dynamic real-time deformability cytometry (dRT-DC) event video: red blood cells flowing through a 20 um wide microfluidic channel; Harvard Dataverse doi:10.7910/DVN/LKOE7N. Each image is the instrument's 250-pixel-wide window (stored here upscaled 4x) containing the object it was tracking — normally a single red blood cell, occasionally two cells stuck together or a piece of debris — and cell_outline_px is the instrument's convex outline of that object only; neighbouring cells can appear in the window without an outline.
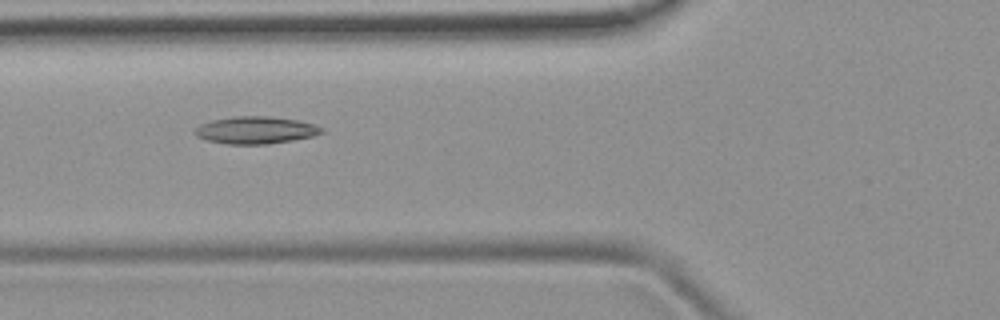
{"species": "common noctule bat (a hibernating species)", "species_latin": "Nyctalus noctula", "temperature_condition": "room temperature", "stored_images_in_passage": 31, "camera_frame_rate_fps": 3000, "um_per_image_px": 0.085, "animal": {"sex": "female", "body_mass_g": 19.9}, "frame": {"image": 1, "passage_image": 3, "time_ms": 0.667, "image_size_px": [1000, 320], "cell_outline_px": [[324, 132], [312, 136], [292, 140], [268, 144], [228, 144], [208, 140], [196, 136], [192, 132], [200, 124], [212, 120], [236, 116], [272, 116], [296, 120], [312, 124], [324, 128]], "centroid_in_image_um": [21.71, 11.06], "position_along_channel_um": 104.1, "area_um2": 20.06}}
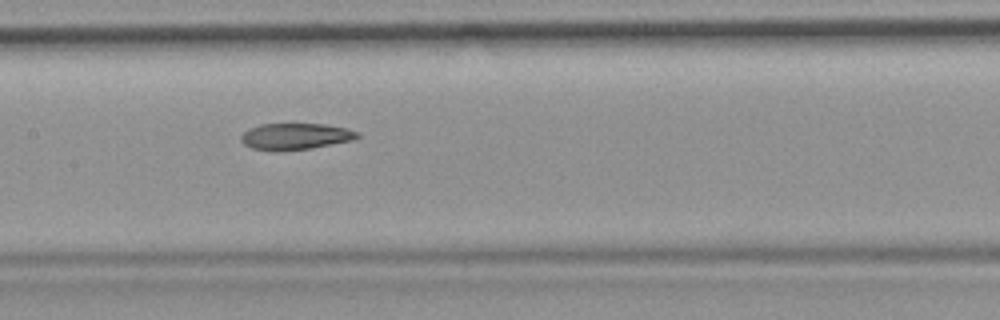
{"frame": {"image": 2, "passage_image": 9, "time_ms": 2.667, "image_size_px": [1000, 320], "cell_outline_px": [[360, 136], [352, 140], [312, 148], [276, 152], [252, 148], [244, 144], [240, 140], [240, 136], [248, 128], [260, 124], [324, 124], [348, 128], [356, 132]], "centroid_in_image_um": [25.06, 11.6], "position_along_channel_um": 182.3, "area_um2": 18.03}}
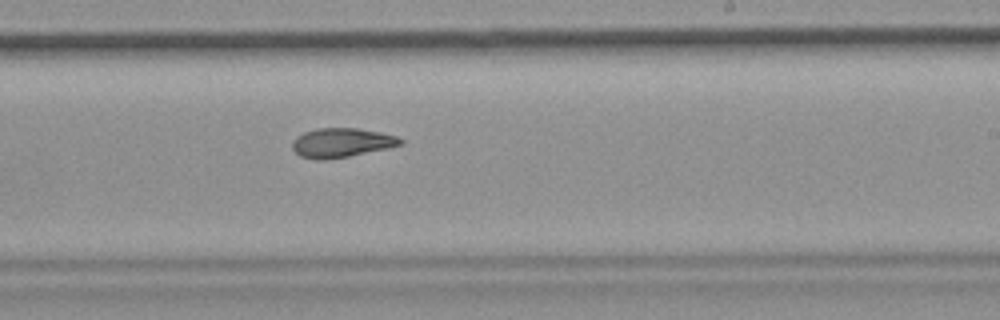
{"frame": {"image": 3, "passage_image": 15, "time_ms": 4.667, "image_size_px": [1000, 320], "cell_outline_px": [[404, 144], [388, 148], [348, 156], [324, 160], [316, 160], [300, 156], [292, 148], [292, 140], [296, 136], [304, 132], [316, 128], [356, 128], [380, 132], [396, 136], [404, 140]], "centroid_in_image_um": [29.02, 12.13], "position_along_channel_um": 260.0, "area_um2": 18.5}}